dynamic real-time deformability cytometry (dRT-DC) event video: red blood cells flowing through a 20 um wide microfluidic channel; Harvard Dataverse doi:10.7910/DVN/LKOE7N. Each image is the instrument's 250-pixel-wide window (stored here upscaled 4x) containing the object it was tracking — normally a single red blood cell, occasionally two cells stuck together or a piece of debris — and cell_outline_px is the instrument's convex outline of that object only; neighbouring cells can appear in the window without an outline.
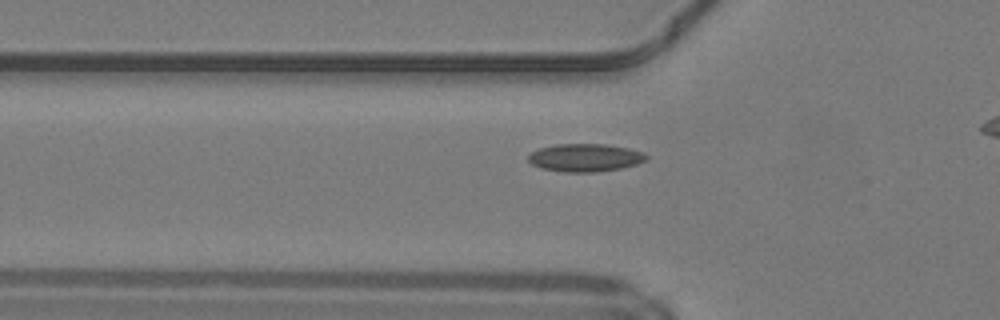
{"species": "common noctule bat (a hibernating species)", "species_latin": "Nyctalus noctula", "temperature_condition": "warm", "stored_images_in_passage": 37, "camera_frame_rate_fps": 3000, "um_per_image_px": 0.085, "animal": {"sex": "male", "body_mass_g": 19.2, "forearm_length_mm": 51.8}, "frame": {"image": 1, "passage_image": 13, "time_ms": 4.0, "image_size_px": [1000, 320], "cell_outline_px": [[648, 160], [636, 164], [620, 168], [596, 172], [564, 172], [540, 168], [532, 164], [528, 160], [528, 156], [532, 152], [540, 148], [556, 144], [608, 144], [628, 148], [644, 152], [648, 156]], "centroid_in_image_um": [49.76, 13.4], "position_along_channel_um": 76.0, "area_um2": 19.25}}
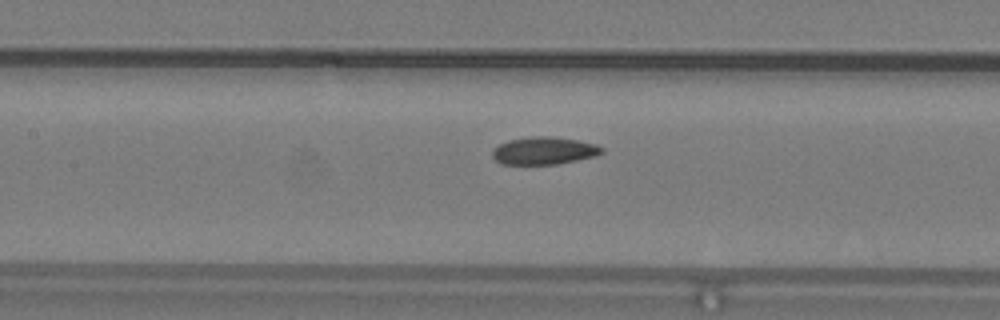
{"frame": {"image": 2, "passage_image": 19, "time_ms": 6.0, "image_size_px": [1000, 320], "cell_outline_px": [[604, 152], [596, 156], [556, 164], [500, 164], [492, 156], [492, 152], [500, 144], [508, 140], [532, 136], [552, 136], [576, 140], [596, 144], [604, 148]], "centroid_in_image_um": [46.26, 12.81], "position_along_channel_um": 161.1, "area_um2": 17.51}}
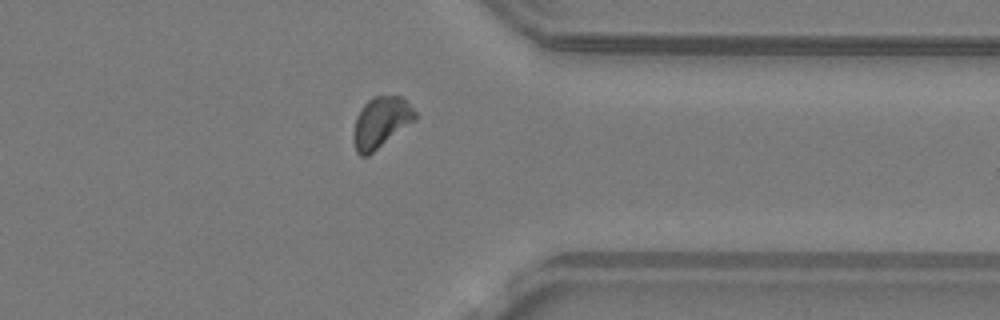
{"frame": {"image": 3, "passage_image": 35, "time_ms": 11.333, "image_size_px": [1000, 320], "cell_outline_px": [[416, 120], [368, 156], [360, 156], [356, 152], [352, 140], [352, 132], [356, 116], [360, 108], [372, 96], [400, 96], [416, 112]], "centroid_in_image_um": [32.33, 10.42], "position_along_channel_um": 379.1, "area_um2": 18.44}}